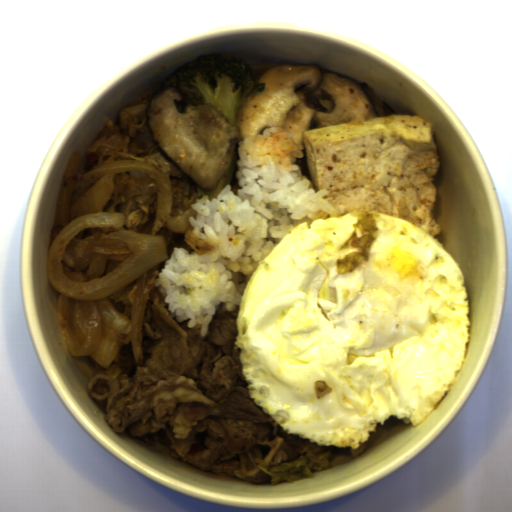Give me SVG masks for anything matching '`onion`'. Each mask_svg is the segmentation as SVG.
<instances>
[{
    "label": "onion",
    "instance_id": "06740285",
    "mask_svg": "<svg viewBox=\"0 0 512 512\" xmlns=\"http://www.w3.org/2000/svg\"><path fill=\"white\" fill-rule=\"evenodd\" d=\"M72 152L55 207L62 230L46 255L48 281L66 350L108 369L123 344L144 362L142 328L149 292L133 294L130 319L111 295L168 259L157 232L173 207L169 176L138 160H113L78 174Z\"/></svg>",
    "mask_w": 512,
    "mask_h": 512
}]
</instances>
